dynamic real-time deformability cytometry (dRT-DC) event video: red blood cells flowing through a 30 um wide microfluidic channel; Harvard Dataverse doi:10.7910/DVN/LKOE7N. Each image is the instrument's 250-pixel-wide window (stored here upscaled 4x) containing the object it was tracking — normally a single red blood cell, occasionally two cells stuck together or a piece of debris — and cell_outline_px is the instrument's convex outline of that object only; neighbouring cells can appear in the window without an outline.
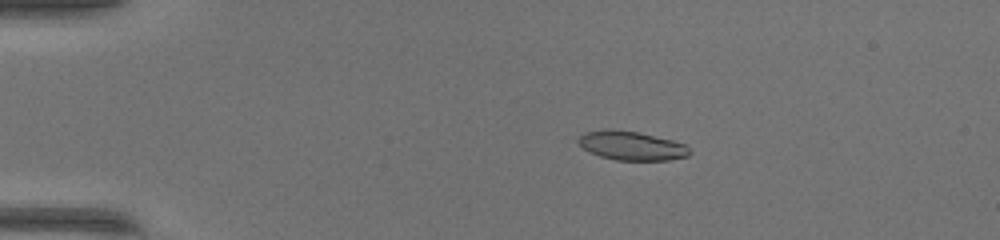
{"species": "common noctule bat (a hibernating species)", "species_latin": "Nyctalus noctula", "temperature_condition": "warm", "stored_images_in_passage": 51, "camera_frame_rate_fps": 3000, "um_per_image_px": 0.085, "animal": {"sex": "female", "body_mass_g": 17.0, "forearm_length_mm": 48.0}, "frame": {"image": 1, "passage_image": 11, "time_ms": 3.333, "image_size_px": [1000, 240], "cell_outline_px": [[692, 152], [688, 156], [668, 160], [616, 160], [600, 156], [588, 152], [576, 140], [584, 132], [608, 128], [612, 128], [640, 132], [688, 144]], "centroid_in_image_um": [53.7, 12.37], "position_along_channel_um": 31.3, "area_um2": 19.13}}
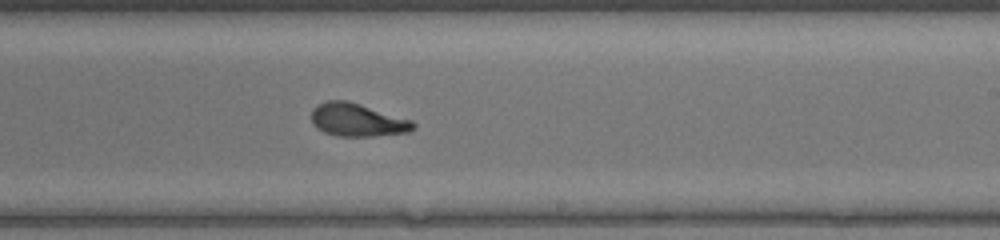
{"frame": {"image": 2, "passage_image": 32, "time_ms": 10.333, "image_size_px": [1000, 240], "cell_outline_px": [[416, 128], [408, 132], [372, 136], [336, 136], [324, 132], [316, 128], [312, 124], [312, 108], [316, 104], [328, 100], [348, 100], [412, 120], [416, 124]], "centroid_in_image_um": [30.35, 10.19], "position_along_channel_um": 258.6, "area_um2": 19.77}}
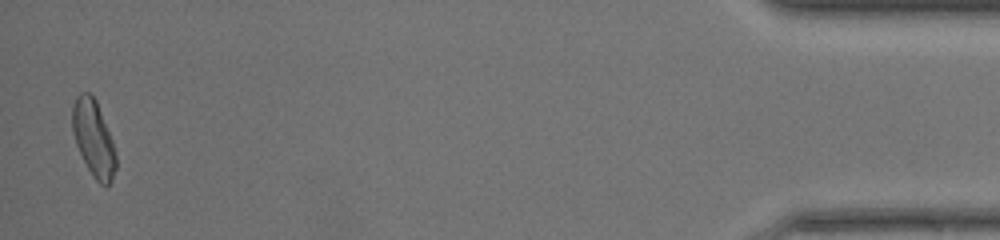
{"frame": {"image": 3, "passage_image": 50, "time_ms": 16.333, "image_size_px": [1000, 240], "cell_outline_px": [[116, 168], [112, 180], [108, 184], [100, 184], [92, 176], [76, 144], [72, 132], [72, 104], [76, 96], [80, 92], [88, 92], [96, 100], [112, 140], [116, 156]], "centroid_in_image_um": [7.93, 11.74], "position_along_channel_um": 427.3, "area_um2": 19.19}, "authors_computed_cell_mechanics": {"area_um2": 19.1896, "velocity_mm_per_s": 4.2356, "shape_relaxation_time_tau1_ms": 3.0815, "shape_relaxation_time_tau2_ms": null, "deformation_change_tau1": 0.1606, "deformation_change_tau2": null}}